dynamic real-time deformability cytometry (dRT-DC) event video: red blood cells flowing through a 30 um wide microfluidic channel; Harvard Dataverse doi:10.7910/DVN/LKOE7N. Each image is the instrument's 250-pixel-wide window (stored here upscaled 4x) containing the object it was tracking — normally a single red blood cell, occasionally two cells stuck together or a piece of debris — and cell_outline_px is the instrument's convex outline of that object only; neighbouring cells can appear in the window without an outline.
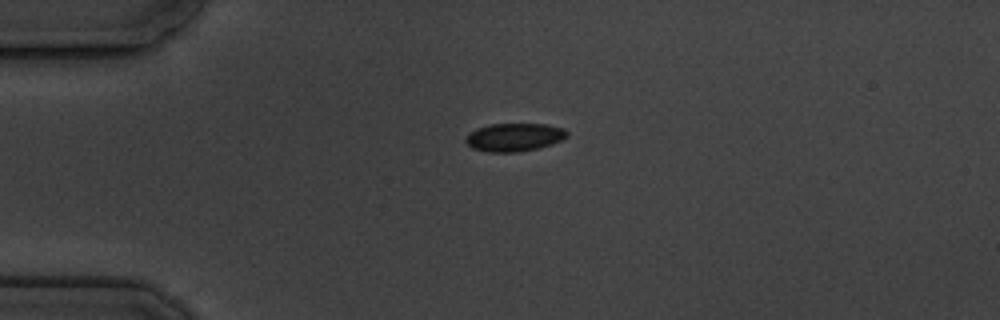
{"species": "common noctule bat (a hibernating species)", "species_latin": "Nyctalus noctula", "temperature_condition": "cold", "stored_images_in_passage": 3, "camera_frame_rate_fps": 3000, "um_per_image_px": 0.085, "animal": {"sex": "male", "body_mass_g": 19.5, "forearm_length_mm": 54.6}, "frame": {"image": 1, "passage_image": 1, "time_ms": 0.0, "image_size_px": [1000, 320], "cell_outline_px": [[568, 136], [552, 144], [536, 148], [516, 152], [488, 152], [472, 148], [464, 140], [476, 128], [492, 124], [548, 124], [564, 128], [568, 132]], "centroid_in_image_um": [43.73, 11.66], "position_along_channel_um": 41.3, "area_um2": 16.47}}